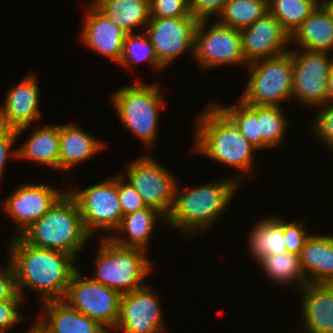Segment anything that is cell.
I'll list each match as a JSON object with an SVG mask.
<instances>
[{
	"label": "cell",
	"mask_w": 333,
	"mask_h": 333,
	"mask_svg": "<svg viewBox=\"0 0 333 333\" xmlns=\"http://www.w3.org/2000/svg\"><path fill=\"white\" fill-rule=\"evenodd\" d=\"M36 78L34 73H30L23 81L12 86L7 92L4 105L0 107V127L15 129L17 138L42 116Z\"/></svg>",
	"instance_id": "e0dca14e"
},
{
	"label": "cell",
	"mask_w": 333,
	"mask_h": 333,
	"mask_svg": "<svg viewBox=\"0 0 333 333\" xmlns=\"http://www.w3.org/2000/svg\"><path fill=\"white\" fill-rule=\"evenodd\" d=\"M263 268L264 274L274 283L297 284V292L308 282L302 271L300 255L294 253L270 254L256 262Z\"/></svg>",
	"instance_id": "83f0119b"
},
{
	"label": "cell",
	"mask_w": 333,
	"mask_h": 333,
	"mask_svg": "<svg viewBox=\"0 0 333 333\" xmlns=\"http://www.w3.org/2000/svg\"><path fill=\"white\" fill-rule=\"evenodd\" d=\"M323 2H304L298 0H269V11L281 23L291 37L305 19Z\"/></svg>",
	"instance_id": "f546056e"
},
{
	"label": "cell",
	"mask_w": 333,
	"mask_h": 333,
	"mask_svg": "<svg viewBox=\"0 0 333 333\" xmlns=\"http://www.w3.org/2000/svg\"><path fill=\"white\" fill-rule=\"evenodd\" d=\"M159 219L166 221V217L157 209L147 206L141 210L127 214L122 217L119 227L114 231V234L108 237L114 243L124 247H134L147 250L148 240L151 238L155 222ZM155 224V225H154ZM121 234H126L128 237H120Z\"/></svg>",
	"instance_id": "cb8c5ba5"
},
{
	"label": "cell",
	"mask_w": 333,
	"mask_h": 333,
	"mask_svg": "<svg viewBox=\"0 0 333 333\" xmlns=\"http://www.w3.org/2000/svg\"><path fill=\"white\" fill-rule=\"evenodd\" d=\"M59 125H45L35 129L17 149V159L35 161L40 165L59 170Z\"/></svg>",
	"instance_id": "d4e9b609"
},
{
	"label": "cell",
	"mask_w": 333,
	"mask_h": 333,
	"mask_svg": "<svg viewBox=\"0 0 333 333\" xmlns=\"http://www.w3.org/2000/svg\"><path fill=\"white\" fill-rule=\"evenodd\" d=\"M298 1H304V2H323V0H298Z\"/></svg>",
	"instance_id": "f6af8a7d"
},
{
	"label": "cell",
	"mask_w": 333,
	"mask_h": 333,
	"mask_svg": "<svg viewBox=\"0 0 333 333\" xmlns=\"http://www.w3.org/2000/svg\"><path fill=\"white\" fill-rule=\"evenodd\" d=\"M281 106L258 105L261 149L276 148L286 133L288 118Z\"/></svg>",
	"instance_id": "4dcf8cb0"
},
{
	"label": "cell",
	"mask_w": 333,
	"mask_h": 333,
	"mask_svg": "<svg viewBox=\"0 0 333 333\" xmlns=\"http://www.w3.org/2000/svg\"><path fill=\"white\" fill-rule=\"evenodd\" d=\"M208 20L198 21L194 39V57L198 66L212 69L224 65L245 64L240 30L221 25L217 20L209 26Z\"/></svg>",
	"instance_id": "8fae6325"
},
{
	"label": "cell",
	"mask_w": 333,
	"mask_h": 333,
	"mask_svg": "<svg viewBox=\"0 0 333 333\" xmlns=\"http://www.w3.org/2000/svg\"><path fill=\"white\" fill-rule=\"evenodd\" d=\"M282 228L285 238L286 250L288 253H294L300 255L306 239L310 236L301 221H290L279 218L276 216L272 217Z\"/></svg>",
	"instance_id": "836d02e7"
},
{
	"label": "cell",
	"mask_w": 333,
	"mask_h": 333,
	"mask_svg": "<svg viewBox=\"0 0 333 333\" xmlns=\"http://www.w3.org/2000/svg\"><path fill=\"white\" fill-rule=\"evenodd\" d=\"M192 16L189 0H150V18Z\"/></svg>",
	"instance_id": "d590c367"
},
{
	"label": "cell",
	"mask_w": 333,
	"mask_h": 333,
	"mask_svg": "<svg viewBox=\"0 0 333 333\" xmlns=\"http://www.w3.org/2000/svg\"><path fill=\"white\" fill-rule=\"evenodd\" d=\"M149 156L152 155L133 159L126 168V175L121 176L127 177L126 181L137 190L147 206L167 217L174 203L178 179L161 162Z\"/></svg>",
	"instance_id": "30bf717a"
},
{
	"label": "cell",
	"mask_w": 333,
	"mask_h": 333,
	"mask_svg": "<svg viewBox=\"0 0 333 333\" xmlns=\"http://www.w3.org/2000/svg\"><path fill=\"white\" fill-rule=\"evenodd\" d=\"M123 86L111 95L112 105L126 129L132 132L149 150L157 140L159 112L163 109L160 85L142 84ZM162 108V109H161Z\"/></svg>",
	"instance_id": "8992f818"
},
{
	"label": "cell",
	"mask_w": 333,
	"mask_h": 333,
	"mask_svg": "<svg viewBox=\"0 0 333 333\" xmlns=\"http://www.w3.org/2000/svg\"><path fill=\"white\" fill-rule=\"evenodd\" d=\"M41 304L46 310L40 314L41 318H38L37 324L46 333H111L99 322L75 310L63 299L48 300Z\"/></svg>",
	"instance_id": "ffe728a7"
},
{
	"label": "cell",
	"mask_w": 333,
	"mask_h": 333,
	"mask_svg": "<svg viewBox=\"0 0 333 333\" xmlns=\"http://www.w3.org/2000/svg\"><path fill=\"white\" fill-rule=\"evenodd\" d=\"M28 333H44V330L36 322Z\"/></svg>",
	"instance_id": "ee69618b"
},
{
	"label": "cell",
	"mask_w": 333,
	"mask_h": 333,
	"mask_svg": "<svg viewBox=\"0 0 333 333\" xmlns=\"http://www.w3.org/2000/svg\"><path fill=\"white\" fill-rule=\"evenodd\" d=\"M7 263L6 268L0 267V301L24 300L17 291L13 266Z\"/></svg>",
	"instance_id": "ab89813d"
},
{
	"label": "cell",
	"mask_w": 333,
	"mask_h": 333,
	"mask_svg": "<svg viewBox=\"0 0 333 333\" xmlns=\"http://www.w3.org/2000/svg\"><path fill=\"white\" fill-rule=\"evenodd\" d=\"M24 300L0 301V333H7L10 328L25 320L19 308Z\"/></svg>",
	"instance_id": "74e56055"
},
{
	"label": "cell",
	"mask_w": 333,
	"mask_h": 333,
	"mask_svg": "<svg viewBox=\"0 0 333 333\" xmlns=\"http://www.w3.org/2000/svg\"><path fill=\"white\" fill-rule=\"evenodd\" d=\"M269 12V0H227L216 20L224 26L241 30Z\"/></svg>",
	"instance_id": "f1b7e54d"
},
{
	"label": "cell",
	"mask_w": 333,
	"mask_h": 333,
	"mask_svg": "<svg viewBox=\"0 0 333 333\" xmlns=\"http://www.w3.org/2000/svg\"><path fill=\"white\" fill-rule=\"evenodd\" d=\"M328 102H333V66L328 78Z\"/></svg>",
	"instance_id": "b9f144b4"
},
{
	"label": "cell",
	"mask_w": 333,
	"mask_h": 333,
	"mask_svg": "<svg viewBox=\"0 0 333 333\" xmlns=\"http://www.w3.org/2000/svg\"><path fill=\"white\" fill-rule=\"evenodd\" d=\"M227 0H189L190 13L198 21L220 16ZM211 15V16H210Z\"/></svg>",
	"instance_id": "f35d334b"
},
{
	"label": "cell",
	"mask_w": 333,
	"mask_h": 333,
	"mask_svg": "<svg viewBox=\"0 0 333 333\" xmlns=\"http://www.w3.org/2000/svg\"><path fill=\"white\" fill-rule=\"evenodd\" d=\"M198 20L193 16L150 18L146 27L158 61L166 68L184 52L194 57V39Z\"/></svg>",
	"instance_id": "4fadbf2b"
},
{
	"label": "cell",
	"mask_w": 333,
	"mask_h": 333,
	"mask_svg": "<svg viewBox=\"0 0 333 333\" xmlns=\"http://www.w3.org/2000/svg\"><path fill=\"white\" fill-rule=\"evenodd\" d=\"M299 291L306 332L333 333V284L307 283Z\"/></svg>",
	"instance_id": "d6986e66"
},
{
	"label": "cell",
	"mask_w": 333,
	"mask_h": 333,
	"mask_svg": "<svg viewBox=\"0 0 333 333\" xmlns=\"http://www.w3.org/2000/svg\"><path fill=\"white\" fill-rule=\"evenodd\" d=\"M66 190L76 201L91 238L99 230L114 232L119 227L123 214L118 200V175L85 189L70 186Z\"/></svg>",
	"instance_id": "ba28073f"
},
{
	"label": "cell",
	"mask_w": 333,
	"mask_h": 333,
	"mask_svg": "<svg viewBox=\"0 0 333 333\" xmlns=\"http://www.w3.org/2000/svg\"><path fill=\"white\" fill-rule=\"evenodd\" d=\"M143 61L151 64V68L153 67L152 69L156 72L165 68L158 61L154 47L144 31L140 34L127 33L124 39L123 53L118 64L127 70V68L132 67L131 65Z\"/></svg>",
	"instance_id": "1f68e13d"
},
{
	"label": "cell",
	"mask_w": 333,
	"mask_h": 333,
	"mask_svg": "<svg viewBox=\"0 0 333 333\" xmlns=\"http://www.w3.org/2000/svg\"><path fill=\"white\" fill-rule=\"evenodd\" d=\"M291 43L298 45L300 50L333 51V16L324 5L305 19L291 36Z\"/></svg>",
	"instance_id": "603a6c76"
},
{
	"label": "cell",
	"mask_w": 333,
	"mask_h": 333,
	"mask_svg": "<svg viewBox=\"0 0 333 333\" xmlns=\"http://www.w3.org/2000/svg\"><path fill=\"white\" fill-rule=\"evenodd\" d=\"M319 111L315 117H313L312 132L325 143L329 149L333 150V102H327L317 106Z\"/></svg>",
	"instance_id": "e575fe53"
},
{
	"label": "cell",
	"mask_w": 333,
	"mask_h": 333,
	"mask_svg": "<svg viewBox=\"0 0 333 333\" xmlns=\"http://www.w3.org/2000/svg\"><path fill=\"white\" fill-rule=\"evenodd\" d=\"M17 133L15 129L0 127V182L3 176L5 165L9 156L17 159V150H12L14 143L17 141ZM14 151V152H13Z\"/></svg>",
	"instance_id": "60d3db41"
},
{
	"label": "cell",
	"mask_w": 333,
	"mask_h": 333,
	"mask_svg": "<svg viewBox=\"0 0 333 333\" xmlns=\"http://www.w3.org/2000/svg\"><path fill=\"white\" fill-rule=\"evenodd\" d=\"M8 243V261L13 266L17 291L23 299L25 288L37 292L42 302L63 299L78 269L76 259L62 251L32 246L20 236L12 237Z\"/></svg>",
	"instance_id": "6da1fadb"
},
{
	"label": "cell",
	"mask_w": 333,
	"mask_h": 333,
	"mask_svg": "<svg viewBox=\"0 0 333 333\" xmlns=\"http://www.w3.org/2000/svg\"><path fill=\"white\" fill-rule=\"evenodd\" d=\"M323 5L333 16V0H323Z\"/></svg>",
	"instance_id": "7bdbcfd3"
},
{
	"label": "cell",
	"mask_w": 333,
	"mask_h": 333,
	"mask_svg": "<svg viewBox=\"0 0 333 333\" xmlns=\"http://www.w3.org/2000/svg\"><path fill=\"white\" fill-rule=\"evenodd\" d=\"M159 297L147 284L121 295L120 315L113 331L122 333H162L164 315ZM163 317V318H162Z\"/></svg>",
	"instance_id": "5bb4252c"
},
{
	"label": "cell",
	"mask_w": 333,
	"mask_h": 333,
	"mask_svg": "<svg viewBox=\"0 0 333 333\" xmlns=\"http://www.w3.org/2000/svg\"><path fill=\"white\" fill-rule=\"evenodd\" d=\"M89 134L73 123L59 125V170L71 169L103 150L104 143Z\"/></svg>",
	"instance_id": "7402d4cb"
},
{
	"label": "cell",
	"mask_w": 333,
	"mask_h": 333,
	"mask_svg": "<svg viewBox=\"0 0 333 333\" xmlns=\"http://www.w3.org/2000/svg\"><path fill=\"white\" fill-rule=\"evenodd\" d=\"M91 3L126 33L146 27L150 19V0H93Z\"/></svg>",
	"instance_id": "484cf974"
},
{
	"label": "cell",
	"mask_w": 333,
	"mask_h": 333,
	"mask_svg": "<svg viewBox=\"0 0 333 333\" xmlns=\"http://www.w3.org/2000/svg\"><path fill=\"white\" fill-rule=\"evenodd\" d=\"M118 200L123 216L147 207L141 195L121 174L118 175Z\"/></svg>",
	"instance_id": "8d00e7d4"
},
{
	"label": "cell",
	"mask_w": 333,
	"mask_h": 333,
	"mask_svg": "<svg viewBox=\"0 0 333 333\" xmlns=\"http://www.w3.org/2000/svg\"><path fill=\"white\" fill-rule=\"evenodd\" d=\"M66 191L54 189L44 182L43 184L24 183L17 186L1 203L3 210L19 225L12 237L20 236L47 213Z\"/></svg>",
	"instance_id": "9a60e30c"
},
{
	"label": "cell",
	"mask_w": 333,
	"mask_h": 333,
	"mask_svg": "<svg viewBox=\"0 0 333 333\" xmlns=\"http://www.w3.org/2000/svg\"><path fill=\"white\" fill-rule=\"evenodd\" d=\"M237 105L225 106L215 103L240 129L243 136L261 150V133L258 119V105H246L238 100Z\"/></svg>",
	"instance_id": "d6a6232c"
},
{
	"label": "cell",
	"mask_w": 333,
	"mask_h": 333,
	"mask_svg": "<svg viewBox=\"0 0 333 333\" xmlns=\"http://www.w3.org/2000/svg\"><path fill=\"white\" fill-rule=\"evenodd\" d=\"M300 264L308 283L333 284V235L310 234Z\"/></svg>",
	"instance_id": "44dd1931"
},
{
	"label": "cell",
	"mask_w": 333,
	"mask_h": 333,
	"mask_svg": "<svg viewBox=\"0 0 333 333\" xmlns=\"http://www.w3.org/2000/svg\"><path fill=\"white\" fill-rule=\"evenodd\" d=\"M20 237L32 246L62 251L76 259L91 236L84 228L76 201L66 191Z\"/></svg>",
	"instance_id": "277c9868"
},
{
	"label": "cell",
	"mask_w": 333,
	"mask_h": 333,
	"mask_svg": "<svg viewBox=\"0 0 333 333\" xmlns=\"http://www.w3.org/2000/svg\"><path fill=\"white\" fill-rule=\"evenodd\" d=\"M194 128L196 135L193 151L224 165L236 167L244 174L252 173V156L258 149L215 103L207 105L198 115Z\"/></svg>",
	"instance_id": "3957f363"
},
{
	"label": "cell",
	"mask_w": 333,
	"mask_h": 333,
	"mask_svg": "<svg viewBox=\"0 0 333 333\" xmlns=\"http://www.w3.org/2000/svg\"><path fill=\"white\" fill-rule=\"evenodd\" d=\"M248 82L239 98L246 105L280 106L293 98V60L288 51L246 66Z\"/></svg>",
	"instance_id": "52a82bcc"
},
{
	"label": "cell",
	"mask_w": 333,
	"mask_h": 333,
	"mask_svg": "<svg viewBox=\"0 0 333 333\" xmlns=\"http://www.w3.org/2000/svg\"><path fill=\"white\" fill-rule=\"evenodd\" d=\"M242 52L247 64L279 56L289 51L291 37L269 11L253 24L240 30ZM287 46V47H286Z\"/></svg>",
	"instance_id": "2e32d148"
},
{
	"label": "cell",
	"mask_w": 333,
	"mask_h": 333,
	"mask_svg": "<svg viewBox=\"0 0 333 333\" xmlns=\"http://www.w3.org/2000/svg\"><path fill=\"white\" fill-rule=\"evenodd\" d=\"M244 177L246 176L228 177V179L191 186L188 189L178 188L177 182L174 203L164 223L167 222L173 228L180 229L184 235L186 234L185 236L188 235V238L189 235L204 232L215 224L219 216L227 209Z\"/></svg>",
	"instance_id": "7a4b0ae2"
},
{
	"label": "cell",
	"mask_w": 333,
	"mask_h": 333,
	"mask_svg": "<svg viewBox=\"0 0 333 333\" xmlns=\"http://www.w3.org/2000/svg\"><path fill=\"white\" fill-rule=\"evenodd\" d=\"M87 8L88 13L80 38L85 46L118 64L123 53L126 31L113 23L92 3Z\"/></svg>",
	"instance_id": "ac0fdd59"
},
{
	"label": "cell",
	"mask_w": 333,
	"mask_h": 333,
	"mask_svg": "<svg viewBox=\"0 0 333 333\" xmlns=\"http://www.w3.org/2000/svg\"><path fill=\"white\" fill-rule=\"evenodd\" d=\"M248 239L250 253L256 262L266 255L287 252L283 228L272 217L262 218L254 224Z\"/></svg>",
	"instance_id": "4316f807"
},
{
	"label": "cell",
	"mask_w": 333,
	"mask_h": 333,
	"mask_svg": "<svg viewBox=\"0 0 333 333\" xmlns=\"http://www.w3.org/2000/svg\"><path fill=\"white\" fill-rule=\"evenodd\" d=\"M121 294L87 278L79 268L73 273L63 298L71 307L114 330L120 315Z\"/></svg>",
	"instance_id": "9c48e42d"
},
{
	"label": "cell",
	"mask_w": 333,
	"mask_h": 333,
	"mask_svg": "<svg viewBox=\"0 0 333 333\" xmlns=\"http://www.w3.org/2000/svg\"><path fill=\"white\" fill-rule=\"evenodd\" d=\"M100 238L94 260L95 273L91 279L121 295L145 286L146 284H142L143 279L153 269L146 250L120 246L108 237Z\"/></svg>",
	"instance_id": "5b68a950"
},
{
	"label": "cell",
	"mask_w": 333,
	"mask_h": 333,
	"mask_svg": "<svg viewBox=\"0 0 333 333\" xmlns=\"http://www.w3.org/2000/svg\"><path fill=\"white\" fill-rule=\"evenodd\" d=\"M289 50L293 60V98L315 108L328 102V78L333 58L328 52Z\"/></svg>",
	"instance_id": "7c38bea8"
}]
</instances>
